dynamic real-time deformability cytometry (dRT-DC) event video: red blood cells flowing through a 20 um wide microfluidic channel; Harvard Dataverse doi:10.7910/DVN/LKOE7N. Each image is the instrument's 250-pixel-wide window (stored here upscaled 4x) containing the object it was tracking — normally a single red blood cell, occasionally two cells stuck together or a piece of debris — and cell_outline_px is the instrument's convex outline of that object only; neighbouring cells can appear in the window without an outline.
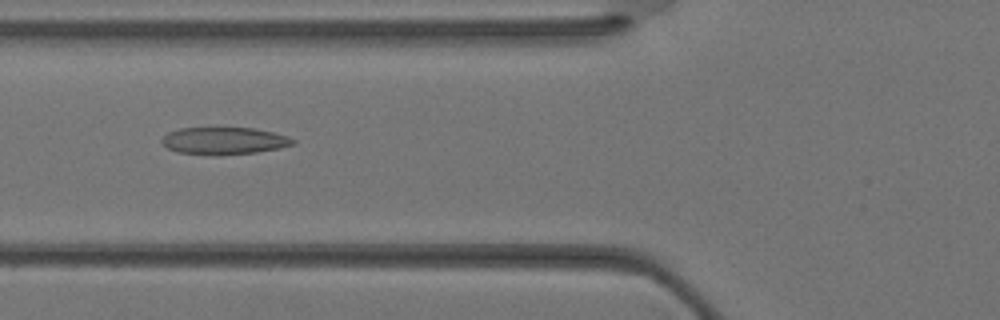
{"species": "Egyptian fruit bat (a non-hibernating species)", "species_latin": "Rousettus aegyptiacus", "temperature_condition": "warm", "stored_images_in_passage": 21, "camera_frame_rate_fps": 3000, "um_per_image_px": 0.085, "animal": {"sex": "female"}, "frame": {"image": 1, "passage_image": 3, "time_ms": 0.667, "image_size_px": [1000, 320], "cell_outline_px": [[296, 144], [256, 152], [216, 156], [176, 152], [168, 148], [160, 140], [168, 132], [180, 128], [252, 128], [272, 132], [288, 136], [296, 140]], "centroid_in_image_um": [19.03, 11.98], "position_along_channel_um": 106.8, "area_um2": 20.81}}
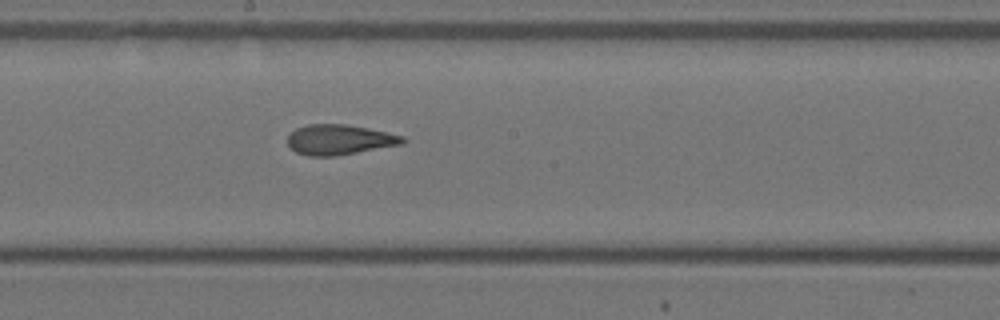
{"frame": {"image": 2, "passage_image": 9, "time_ms": 2.667, "image_size_px": [1000, 320], "cell_outline_px": [[408, 140], [404, 144], [336, 156], [308, 156], [296, 152], [288, 144], [288, 136], [296, 128], [308, 124], [344, 124], [368, 128], [404, 136]], "centroid_in_image_um": [28.89, 11.87], "position_along_channel_um": 219.3, "area_um2": 20.29}}
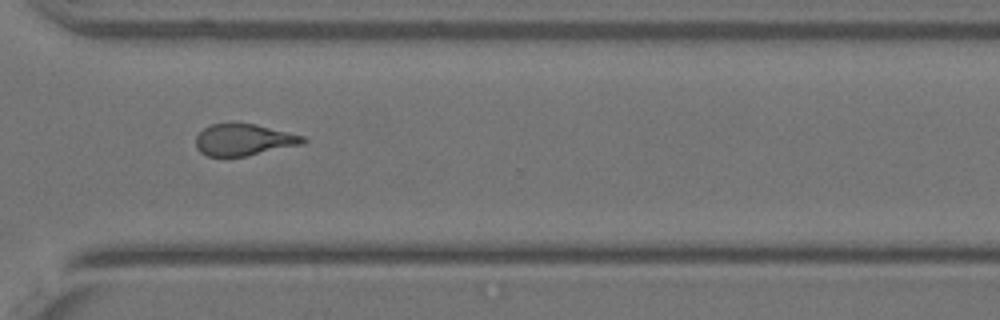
{"frame": {"image": 3, "passage_image": 16, "time_ms": 5.0, "image_size_px": [1000, 320], "cell_outline_px": [[308, 140], [304, 144], [244, 156], [208, 156], [200, 152], [196, 148], [196, 136], [204, 128], [212, 124], [232, 120], [256, 124], [304, 136]], "centroid_in_image_um": [20.71, 11.84], "position_along_channel_um": 349.9, "area_um2": 20.17}}